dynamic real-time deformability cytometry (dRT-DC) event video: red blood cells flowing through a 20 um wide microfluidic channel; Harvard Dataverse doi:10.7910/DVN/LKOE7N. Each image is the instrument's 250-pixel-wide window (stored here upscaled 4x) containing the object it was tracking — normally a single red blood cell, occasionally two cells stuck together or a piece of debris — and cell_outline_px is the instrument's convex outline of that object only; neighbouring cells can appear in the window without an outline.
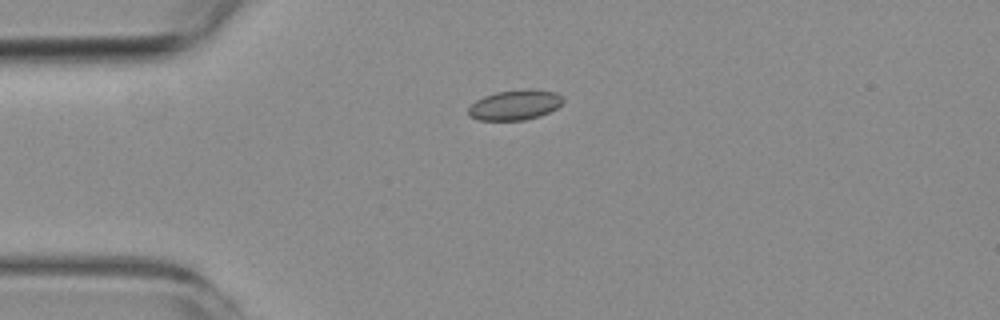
{"species": "common noctule bat (a hibernating species)", "species_latin": "Nyctalus noctula", "temperature_condition": "room temperature", "stored_images_in_passage": 3, "camera_frame_rate_fps": 3000, "um_per_image_px": 0.085, "animal": {"sex": "female", "body_mass_g": 19.3, "forearm_length_mm": 54.1}, "frame": {"image": 1, "passage_image": 3, "time_ms": 3.0, "image_size_px": [1000, 320], "cell_outline_px": [[564, 100], [556, 108], [548, 112], [524, 120], [480, 120], [468, 116], [468, 108], [476, 100], [484, 96], [496, 92], [524, 88], [532, 88], [556, 92]], "centroid_in_image_um": [43.74, 8.9], "position_along_channel_um": 41.3, "area_um2": 16.59}}